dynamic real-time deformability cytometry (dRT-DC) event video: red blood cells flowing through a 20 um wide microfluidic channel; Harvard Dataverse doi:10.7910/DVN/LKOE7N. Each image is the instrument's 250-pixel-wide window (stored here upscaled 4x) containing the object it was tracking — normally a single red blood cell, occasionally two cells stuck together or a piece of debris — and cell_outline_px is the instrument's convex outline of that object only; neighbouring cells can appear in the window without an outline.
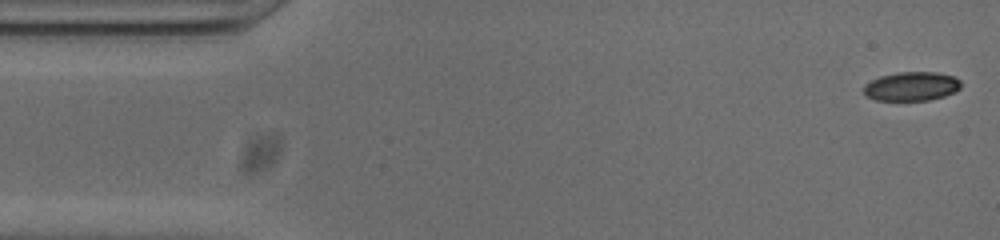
{"species": "common noctule bat (a hibernating species)", "species_latin": "Nyctalus noctula", "temperature_condition": "cold", "stored_images_in_passage": 52, "camera_frame_rate_fps": 3000, "um_per_image_px": 0.085, "animal": {"sex": "male", "body_mass_g": 20.0, "forearm_length_mm": 53.3}, "frame": {"image": 1, "passage_image": 1, "time_ms": 0.0, "image_size_px": [1000, 240], "cell_outline_px": [[960, 88], [956, 92], [944, 96], [928, 100], [876, 100], [868, 96], [864, 92], [864, 84], [880, 76], [900, 72], [936, 72], [952, 76], [960, 80]], "centroid_in_image_um": [77.5, 7.33], "position_along_channel_um": 7.5, "area_um2": 16.3}}
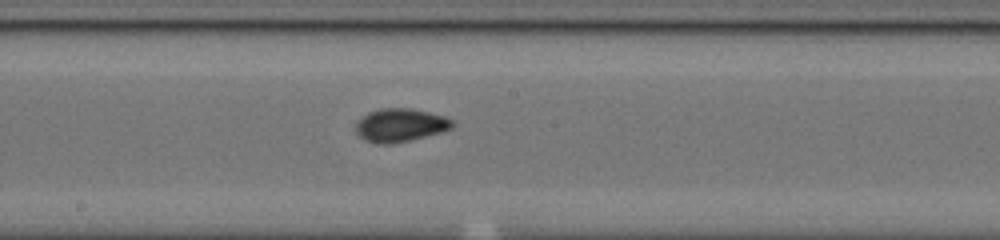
{"frame": {"image": 2, "passage_image": 26, "time_ms": 8.333, "image_size_px": [1000, 240], "cell_outline_px": [[456, 124], [452, 128], [440, 132], [408, 140], [388, 144], [384, 144], [364, 140], [356, 132], [356, 120], [360, 116], [368, 112], [380, 108], [412, 108], [444, 116], [452, 120]], "centroid_in_image_um": [33.99, 10.61], "position_along_channel_um": 214.2, "area_um2": 18.67}}
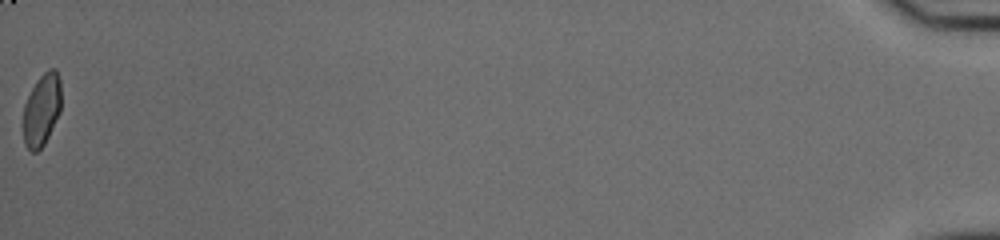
{"frame": {"image": 3, "passage_image": 52, "time_ms": 17.0, "image_size_px": [1000, 240], "cell_outline_px": [[60, 112], [44, 144], [36, 152], [32, 152], [24, 144], [24, 104], [36, 80], [48, 68], [56, 68], [60, 80]], "centroid_in_image_um": [3.55, 9.3], "position_along_channel_um": 431.7, "area_um2": 15.84}, "authors_computed_cell_mechanics": {"area_um2": 17.3978, "velocity_mm_per_s": 3.8348, "shape_relaxation_time_tau1_ms": 6.65, "shape_relaxation_time_tau2_ms": 2.0938, "deformation_change_tau1": 0.1557, "deformation_change_tau2": 0.0457}}